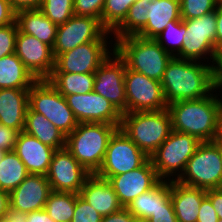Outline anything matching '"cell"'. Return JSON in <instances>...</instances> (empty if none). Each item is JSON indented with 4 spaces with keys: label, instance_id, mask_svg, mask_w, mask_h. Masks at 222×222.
I'll list each match as a JSON object with an SVG mask.
<instances>
[{
    "label": "cell",
    "instance_id": "cell-1",
    "mask_svg": "<svg viewBox=\"0 0 222 222\" xmlns=\"http://www.w3.org/2000/svg\"><path fill=\"white\" fill-rule=\"evenodd\" d=\"M213 93L197 100L170 103L167 110L172 130L195 136L201 142L217 141L220 135L222 95Z\"/></svg>",
    "mask_w": 222,
    "mask_h": 222
},
{
    "label": "cell",
    "instance_id": "cell-2",
    "mask_svg": "<svg viewBox=\"0 0 222 222\" xmlns=\"http://www.w3.org/2000/svg\"><path fill=\"white\" fill-rule=\"evenodd\" d=\"M160 82L167 105L201 99L213 92L211 65L201 61L173 57Z\"/></svg>",
    "mask_w": 222,
    "mask_h": 222
},
{
    "label": "cell",
    "instance_id": "cell-3",
    "mask_svg": "<svg viewBox=\"0 0 222 222\" xmlns=\"http://www.w3.org/2000/svg\"><path fill=\"white\" fill-rule=\"evenodd\" d=\"M118 129L106 123H78L66 136V149L90 173L102 166L110 137Z\"/></svg>",
    "mask_w": 222,
    "mask_h": 222
},
{
    "label": "cell",
    "instance_id": "cell-4",
    "mask_svg": "<svg viewBox=\"0 0 222 222\" xmlns=\"http://www.w3.org/2000/svg\"><path fill=\"white\" fill-rule=\"evenodd\" d=\"M114 45L116 53L124 60L128 69L157 81H161L173 58L155 39L130 35L117 39Z\"/></svg>",
    "mask_w": 222,
    "mask_h": 222
},
{
    "label": "cell",
    "instance_id": "cell-5",
    "mask_svg": "<svg viewBox=\"0 0 222 222\" xmlns=\"http://www.w3.org/2000/svg\"><path fill=\"white\" fill-rule=\"evenodd\" d=\"M148 157L172 132L171 117L166 109L123 113L119 127Z\"/></svg>",
    "mask_w": 222,
    "mask_h": 222
},
{
    "label": "cell",
    "instance_id": "cell-6",
    "mask_svg": "<svg viewBox=\"0 0 222 222\" xmlns=\"http://www.w3.org/2000/svg\"><path fill=\"white\" fill-rule=\"evenodd\" d=\"M176 181L204 190L222 188V142H202Z\"/></svg>",
    "mask_w": 222,
    "mask_h": 222
},
{
    "label": "cell",
    "instance_id": "cell-7",
    "mask_svg": "<svg viewBox=\"0 0 222 222\" xmlns=\"http://www.w3.org/2000/svg\"><path fill=\"white\" fill-rule=\"evenodd\" d=\"M201 143L195 136L172 130L169 137L149 157L158 177L161 180H177Z\"/></svg>",
    "mask_w": 222,
    "mask_h": 222
},
{
    "label": "cell",
    "instance_id": "cell-8",
    "mask_svg": "<svg viewBox=\"0 0 222 222\" xmlns=\"http://www.w3.org/2000/svg\"><path fill=\"white\" fill-rule=\"evenodd\" d=\"M29 107L43 114L66 136L78 125L65 97L47 80H37L29 89Z\"/></svg>",
    "mask_w": 222,
    "mask_h": 222
},
{
    "label": "cell",
    "instance_id": "cell-9",
    "mask_svg": "<svg viewBox=\"0 0 222 222\" xmlns=\"http://www.w3.org/2000/svg\"><path fill=\"white\" fill-rule=\"evenodd\" d=\"M183 23L187 32L184 35L182 50L176 58L201 62L207 59L206 63L211 65L217 54L215 49L216 10L199 18L183 20Z\"/></svg>",
    "mask_w": 222,
    "mask_h": 222
},
{
    "label": "cell",
    "instance_id": "cell-10",
    "mask_svg": "<svg viewBox=\"0 0 222 222\" xmlns=\"http://www.w3.org/2000/svg\"><path fill=\"white\" fill-rule=\"evenodd\" d=\"M111 34L102 26L99 19L73 15L64 24L58 25L52 48L53 56L56 59L60 54L87 42H113Z\"/></svg>",
    "mask_w": 222,
    "mask_h": 222
},
{
    "label": "cell",
    "instance_id": "cell-11",
    "mask_svg": "<svg viewBox=\"0 0 222 222\" xmlns=\"http://www.w3.org/2000/svg\"><path fill=\"white\" fill-rule=\"evenodd\" d=\"M149 157L118 128L110 137L104 161L96 173L97 176L109 179L142 166Z\"/></svg>",
    "mask_w": 222,
    "mask_h": 222
},
{
    "label": "cell",
    "instance_id": "cell-12",
    "mask_svg": "<svg viewBox=\"0 0 222 222\" xmlns=\"http://www.w3.org/2000/svg\"><path fill=\"white\" fill-rule=\"evenodd\" d=\"M127 113L167 108L160 81L126 67L124 74Z\"/></svg>",
    "mask_w": 222,
    "mask_h": 222
},
{
    "label": "cell",
    "instance_id": "cell-13",
    "mask_svg": "<svg viewBox=\"0 0 222 222\" xmlns=\"http://www.w3.org/2000/svg\"><path fill=\"white\" fill-rule=\"evenodd\" d=\"M126 64L114 50L94 72V92L107 99L121 114L127 113L124 74Z\"/></svg>",
    "mask_w": 222,
    "mask_h": 222
},
{
    "label": "cell",
    "instance_id": "cell-14",
    "mask_svg": "<svg viewBox=\"0 0 222 222\" xmlns=\"http://www.w3.org/2000/svg\"><path fill=\"white\" fill-rule=\"evenodd\" d=\"M112 43L87 42L60 54L52 73H94L115 50Z\"/></svg>",
    "mask_w": 222,
    "mask_h": 222
},
{
    "label": "cell",
    "instance_id": "cell-15",
    "mask_svg": "<svg viewBox=\"0 0 222 222\" xmlns=\"http://www.w3.org/2000/svg\"><path fill=\"white\" fill-rule=\"evenodd\" d=\"M90 175L65 147L54 151L45 176L52 191L79 194Z\"/></svg>",
    "mask_w": 222,
    "mask_h": 222
},
{
    "label": "cell",
    "instance_id": "cell-16",
    "mask_svg": "<svg viewBox=\"0 0 222 222\" xmlns=\"http://www.w3.org/2000/svg\"><path fill=\"white\" fill-rule=\"evenodd\" d=\"M65 99L78 123H106L120 127L122 114L100 94L91 91L66 95Z\"/></svg>",
    "mask_w": 222,
    "mask_h": 222
},
{
    "label": "cell",
    "instance_id": "cell-17",
    "mask_svg": "<svg viewBox=\"0 0 222 222\" xmlns=\"http://www.w3.org/2000/svg\"><path fill=\"white\" fill-rule=\"evenodd\" d=\"M15 54L37 79H48L55 67L52 48L36 37L18 30Z\"/></svg>",
    "mask_w": 222,
    "mask_h": 222
},
{
    "label": "cell",
    "instance_id": "cell-18",
    "mask_svg": "<svg viewBox=\"0 0 222 222\" xmlns=\"http://www.w3.org/2000/svg\"><path fill=\"white\" fill-rule=\"evenodd\" d=\"M160 180L150 158L139 168L108 179L124 208L140 194L152 189Z\"/></svg>",
    "mask_w": 222,
    "mask_h": 222
},
{
    "label": "cell",
    "instance_id": "cell-19",
    "mask_svg": "<svg viewBox=\"0 0 222 222\" xmlns=\"http://www.w3.org/2000/svg\"><path fill=\"white\" fill-rule=\"evenodd\" d=\"M51 192V185L45 175L29 174L9 193L10 207L27 214L44 209Z\"/></svg>",
    "mask_w": 222,
    "mask_h": 222
},
{
    "label": "cell",
    "instance_id": "cell-20",
    "mask_svg": "<svg viewBox=\"0 0 222 222\" xmlns=\"http://www.w3.org/2000/svg\"><path fill=\"white\" fill-rule=\"evenodd\" d=\"M13 151L22 160L29 174L46 175L55 149L21 131Z\"/></svg>",
    "mask_w": 222,
    "mask_h": 222
},
{
    "label": "cell",
    "instance_id": "cell-21",
    "mask_svg": "<svg viewBox=\"0 0 222 222\" xmlns=\"http://www.w3.org/2000/svg\"><path fill=\"white\" fill-rule=\"evenodd\" d=\"M79 195L102 216L116 213L123 208L109 181L96 174L87 178Z\"/></svg>",
    "mask_w": 222,
    "mask_h": 222
},
{
    "label": "cell",
    "instance_id": "cell-22",
    "mask_svg": "<svg viewBox=\"0 0 222 222\" xmlns=\"http://www.w3.org/2000/svg\"><path fill=\"white\" fill-rule=\"evenodd\" d=\"M29 89H0V125L24 131Z\"/></svg>",
    "mask_w": 222,
    "mask_h": 222
},
{
    "label": "cell",
    "instance_id": "cell-23",
    "mask_svg": "<svg viewBox=\"0 0 222 222\" xmlns=\"http://www.w3.org/2000/svg\"><path fill=\"white\" fill-rule=\"evenodd\" d=\"M206 190L170 181V198L178 222H197L199 208Z\"/></svg>",
    "mask_w": 222,
    "mask_h": 222
},
{
    "label": "cell",
    "instance_id": "cell-24",
    "mask_svg": "<svg viewBox=\"0 0 222 222\" xmlns=\"http://www.w3.org/2000/svg\"><path fill=\"white\" fill-rule=\"evenodd\" d=\"M146 25L136 34L144 39H155L170 21L181 20L180 0H154L149 5Z\"/></svg>",
    "mask_w": 222,
    "mask_h": 222
},
{
    "label": "cell",
    "instance_id": "cell-25",
    "mask_svg": "<svg viewBox=\"0 0 222 222\" xmlns=\"http://www.w3.org/2000/svg\"><path fill=\"white\" fill-rule=\"evenodd\" d=\"M15 21L20 32L32 35L53 48L58 25L51 22L39 9L16 12Z\"/></svg>",
    "mask_w": 222,
    "mask_h": 222
},
{
    "label": "cell",
    "instance_id": "cell-26",
    "mask_svg": "<svg viewBox=\"0 0 222 222\" xmlns=\"http://www.w3.org/2000/svg\"><path fill=\"white\" fill-rule=\"evenodd\" d=\"M24 131L55 150L65 148L66 135L43 114L34 112L29 106L26 111Z\"/></svg>",
    "mask_w": 222,
    "mask_h": 222
},
{
    "label": "cell",
    "instance_id": "cell-27",
    "mask_svg": "<svg viewBox=\"0 0 222 222\" xmlns=\"http://www.w3.org/2000/svg\"><path fill=\"white\" fill-rule=\"evenodd\" d=\"M170 198V181L160 180L152 189L140 194L126 207L138 221H146Z\"/></svg>",
    "mask_w": 222,
    "mask_h": 222
},
{
    "label": "cell",
    "instance_id": "cell-28",
    "mask_svg": "<svg viewBox=\"0 0 222 222\" xmlns=\"http://www.w3.org/2000/svg\"><path fill=\"white\" fill-rule=\"evenodd\" d=\"M36 81L15 53L0 58V89H30Z\"/></svg>",
    "mask_w": 222,
    "mask_h": 222
},
{
    "label": "cell",
    "instance_id": "cell-29",
    "mask_svg": "<svg viewBox=\"0 0 222 222\" xmlns=\"http://www.w3.org/2000/svg\"><path fill=\"white\" fill-rule=\"evenodd\" d=\"M64 97L94 90V73H52L47 79Z\"/></svg>",
    "mask_w": 222,
    "mask_h": 222
},
{
    "label": "cell",
    "instance_id": "cell-30",
    "mask_svg": "<svg viewBox=\"0 0 222 222\" xmlns=\"http://www.w3.org/2000/svg\"><path fill=\"white\" fill-rule=\"evenodd\" d=\"M29 175L14 151L5 152L0 162V190L11 192Z\"/></svg>",
    "mask_w": 222,
    "mask_h": 222
},
{
    "label": "cell",
    "instance_id": "cell-31",
    "mask_svg": "<svg viewBox=\"0 0 222 222\" xmlns=\"http://www.w3.org/2000/svg\"><path fill=\"white\" fill-rule=\"evenodd\" d=\"M154 0H136L129 8L127 17L123 23L112 33L113 40L125 36L136 35L147 23V15L150 3Z\"/></svg>",
    "mask_w": 222,
    "mask_h": 222
},
{
    "label": "cell",
    "instance_id": "cell-32",
    "mask_svg": "<svg viewBox=\"0 0 222 222\" xmlns=\"http://www.w3.org/2000/svg\"><path fill=\"white\" fill-rule=\"evenodd\" d=\"M78 195L72 192L52 191L44 209L55 222H71Z\"/></svg>",
    "mask_w": 222,
    "mask_h": 222
},
{
    "label": "cell",
    "instance_id": "cell-33",
    "mask_svg": "<svg viewBox=\"0 0 222 222\" xmlns=\"http://www.w3.org/2000/svg\"><path fill=\"white\" fill-rule=\"evenodd\" d=\"M186 32V27L182 19L170 21L155 40L166 52L176 57L182 50Z\"/></svg>",
    "mask_w": 222,
    "mask_h": 222
},
{
    "label": "cell",
    "instance_id": "cell-34",
    "mask_svg": "<svg viewBox=\"0 0 222 222\" xmlns=\"http://www.w3.org/2000/svg\"><path fill=\"white\" fill-rule=\"evenodd\" d=\"M136 0H105L102 11V26L113 33L127 17L130 6Z\"/></svg>",
    "mask_w": 222,
    "mask_h": 222
},
{
    "label": "cell",
    "instance_id": "cell-35",
    "mask_svg": "<svg viewBox=\"0 0 222 222\" xmlns=\"http://www.w3.org/2000/svg\"><path fill=\"white\" fill-rule=\"evenodd\" d=\"M39 10L54 24H64L74 15V0H43Z\"/></svg>",
    "mask_w": 222,
    "mask_h": 222
},
{
    "label": "cell",
    "instance_id": "cell-36",
    "mask_svg": "<svg viewBox=\"0 0 222 222\" xmlns=\"http://www.w3.org/2000/svg\"><path fill=\"white\" fill-rule=\"evenodd\" d=\"M216 0H180V15L182 20L199 18L215 11Z\"/></svg>",
    "mask_w": 222,
    "mask_h": 222
},
{
    "label": "cell",
    "instance_id": "cell-37",
    "mask_svg": "<svg viewBox=\"0 0 222 222\" xmlns=\"http://www.w3.org/2000/svg\"><path fill=\"white\" fill-rule=\"evenodd\" d=\"M102 217L85 199L77 196L71 222H101Z\"/></svg>",
    "mask_w": 222,
    "mask_h": 222
},
{
    "label": "cell",
    "instance_id": "cell-38",
    "mask_svg": "<svg viewBox=\"0 0 222 222\" xmlns=\"http://www.w3.org/2000/svg\"><path fill=\"white\" fill-rule=\"evenodd\" d=\"M17 32L16 21L9 25L0 26V58L15 53Z\"/></svg>",
    "mask_w": 222,
    "mask_h": 222
},
{
    "label": "cell",
    "instance_id": "cell-39",
    "mask_svg": "<svg viewBox=\"0 0 222 222\" xmlns=\"http://www.w3.org/2000/svg\"><path fill=\"white\" fill-rule=\"evenodd\" d=\"M105 0H74V15L89 16L101 21Z\"/></svg>",
    "mask_w": 222,
    "mask_h": 222
},
{
    "label": "cell",
    "instance_id": "cell-40",
    "mask_svg": "<svg viewBox=\"0 0 222 222\" xmlns=\"http://www.w3.org/2000/svg\"><path fill=\"white\" fill-rule=\"evenodd\" d=\"M146 222H178L171 198L160 204L159 208L151 214Z\"/></svg>",
    "mask_w": 222,
    "mask_h": 222
},
{
    "label": "cell",
    "instance_id": "cell-41",
    "mask_svg": "<svg viewBox=\"0 0 222 222\" xmlns=\"http://www.w3.org/2000/svg\"><path fill=\"white\" fill-rule=\"evenodd\" d=\"M18 133L17 130L0 125V150L13 151Z\"/></svg>",
    "mask_w": 222,
    "mask_h": 222
},
{
    "label": "cell",
    "instance_id": "cell-42",
    "mask_svg": "<svg viewBox=\"0 0 222 222\" xmlns=\"http://www.w3.org/2000/svg\"><path fill=\"white\" fill-rule=\"evenodd\" d=\"M218 215L212 206L211 200L205 196L202 199L201 206L199 208L197 222H218Z\"/></svg>",
    "mask_w": 222,
    "mask_h": 222
},
{
    "label": "cell",
    "instance_id": "cell-43",
    "mask_svg": "<svg viewBox=\"0 0 222 222\" xmlns=\"http://www.w3.org/2000/svg\"><path fill=\"white\" fill-rule=\"evenodd\" d=\"M212 68V89L213 92L220 95L222 89V54L217 53L211 64ZM219 93H218V92Z\"/></svg>",
    "mask_w": 222,
    "mask_h": 222
},
{
    "label": "cell",
    "instance_id": "cell-44",
    "mask_svg": "<svg viewBox=\"0 0 222 222\" xmlns=\"http://www.w3.org/2000/svg\"><path fill=\"white\" fill-rule=\"evenodd\" d=\"M16 19V12L11 7L8 0H0V26L14 23Z\"/></svg>",
    "mask_w": 222,
    "mask_h": 222
},
{
    "label": "cell",
    "instance_id": "cell-45",
    "mask_svg": "<svg viewBox=\"0 0 222 222\" xmlns=\"http://www.w3.org/2000/svg\"><path fill=\"white\" fill-rule=\"evenodd\" d=\"M137 219L130 213L127 208H122L116 213L102 217L101 222H136Z\"/></svg>",
    "mask_w": 222,
    "mask_h": 222
},
{
    "label": "cell",
    "instance_id": "cell-46",
    "mask_svg": "<svg viewBox=\"0 0 222 222\" xmlns=\"http://www.w3.org/2000/svg\"><path fill=\"white\" fill-rule=\"evenodd\" d=\"M206 196L211 200L218 218L222 219V188L206 190Z\"/></svg>",
    "mask_w": 222,
    "mask_h": 222
},
{
    "label": "cell",
    "instance_id": "cell-47",
    "mask_svg": "<svg viewBox=\"0 0 222 222\" xmlns=\"http://www.w3.org/2000/svg\"><path fill=\"white\" fill-rule=\"evenodd\" d=\"M43 0H8L15 12L39 9Z\"/></svg>",
    "mask_w": 222,
    "mask_h": 222
},
{
    "label": "cell",
    "instance_id": "cell-48",
    "mask_svg": "<svg viewBox=\"0 0 222 222\" xmlns=\"http://www.w3.org/2000/svg\"><path fill=\"white\" fill-rule=\"evenodd\" d=\"M27 213L9 207L3 214L1 222H26Z\"/></svg>",
    "mask_w": 222,
    "mask_h": 222
},
{
    "label": "cell",
    "instance_id": "cell-49",
    "mask_svg": "<svg viewBox=\"0 0 222 222\" xmlns=\"http://www.w3.org/2000/svg\"><path fill=\"white\" fill-rule=\"evenodd\" d=\"M216 21H217V29L215 36V49L217 53L222 51V7L217 6L216 8Z\"/></svg>",
    "mask_w": 222,
    "mask_h": 222
},
{
    "label": "cell",
    "instance_id": "cell-50",
    "mask_svg": "<svg viewBox=\"0 0 222 222\" xmlns=\"http://www.w3.org/2000/svg\"><path fill=\"white\" fill-rule=\"evenodd\" d=\"M26 222H55L45 209L33 211L27 214Z\"/></svg>",
    "mask_w": 222,
    "mask_h": 222
},
{
    "label": "cell",
    "instance_id": "cell-51",
    "mask_svg": "<svg viewBox=\"0 0 222 222\" xmlns=\"http://www.w3.org/2000/svg\"><path fill=\"white\" fill-rule=\"evenodd\" d=\"M9 207V192L0 190V222L2 220L3 214Z\"/></svg>",
    "mask_w": 222,
    "mask_h": 222
},
{
    "label": "cell",
    "instance_id": "cell-52",
    "mask_svg": "<svg viewBox=\"0 0 222 222\" xmlns=\"http://www.w3.org/2000/svg\"><path fill=\"white\" fill-rule=\"evenodd\" d=\"M218 140L222 142V106L220 110V135Z\"/></svg>",
    "mask_w": 222,
    "mask_h": 222
},
{
    "label": "cell",
    "instance_id": "cell-53",
    "mask_svg": "<svg viewBox=\"0 0 222 222\" xmlns=\"http://www.w3.org/2000/svg\"><path fill=\"white\" fill-rule=\"evenodd\" d=\"M4 154H5V151L0 150V162L2 161Z\"/></svg>",
    "mask_w": 222,
    "mask_h": 222
},
{
    "label": "cell",
    "instance_id": "cell-54",
    "mask_svg": "<svg viewBox=\"0 0 222 222\" xmlns=\"http://www.w3.org/2000/svg\"><path fill=\"white\" fill-rule=\"evenodd\" d=\"M217 1V5L222 7V0H216Z\"/></svg>",
    "mask_w": 222,
    "mask_h": 222
}]
</instances>
